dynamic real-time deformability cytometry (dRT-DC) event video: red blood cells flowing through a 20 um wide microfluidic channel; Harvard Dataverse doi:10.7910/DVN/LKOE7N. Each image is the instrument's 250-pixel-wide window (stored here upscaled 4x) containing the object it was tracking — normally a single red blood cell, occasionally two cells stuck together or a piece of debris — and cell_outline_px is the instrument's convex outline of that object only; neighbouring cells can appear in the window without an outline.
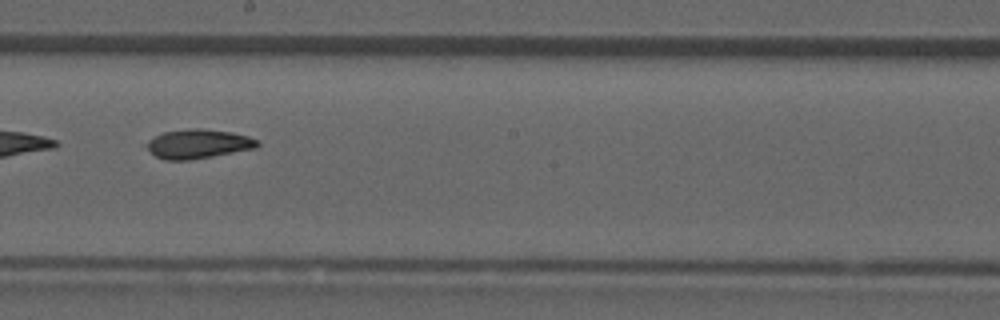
{"species": "common noctule bat (a hibernating species)", "species_latin": "Nyctalus noctula", "temperature_condition": "room temperature", "stored_images_in_passage": 13, "camera_frame_rate_fps": 3000, "um_per_image_px": 0.085, "animal": {"sex": "male", "forearm_length_mm": 52.5}, "frame": {"image": 1, "passage_image": 8, "time_ms": 2.333, "image_size_px": [1000, 320], "cell_outline_px": [[260, 144], [256, 148], [212, 156], [188, 160], [164, 160], [156, 156], [148, 148], [148, 144], [156, 136], [164, 132], [192, 128], [200, 128], [232, 132], [248, 136], [256, 140]], "centroid_in_image_um": [16.89, 12.23], "position_along_channel_um": 231.3, "area_um2": 18.44}}
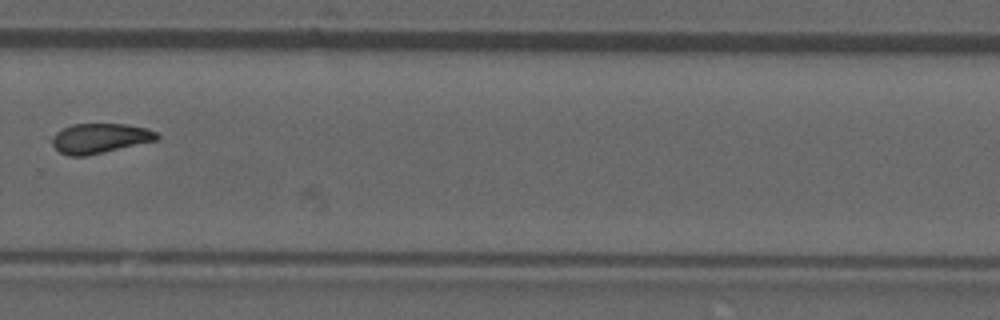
{"frame": {"image": 2, "passage_image": 10, "time_ms": 3.0, "image_size_px": [1000, 320], "cell_outline_px": [[160, 136], [156, 140], [104, 152], [84, 156], [68, 156], [60, 152], [52, 144], [52, 136], [56, 132], [72, 124], [124, 124], [148, 128], [156, 132]], "centroid_in_image_um": [8.48, 11.75], "position_along_channel_um": 321.3, "area_um2": 18.09}}